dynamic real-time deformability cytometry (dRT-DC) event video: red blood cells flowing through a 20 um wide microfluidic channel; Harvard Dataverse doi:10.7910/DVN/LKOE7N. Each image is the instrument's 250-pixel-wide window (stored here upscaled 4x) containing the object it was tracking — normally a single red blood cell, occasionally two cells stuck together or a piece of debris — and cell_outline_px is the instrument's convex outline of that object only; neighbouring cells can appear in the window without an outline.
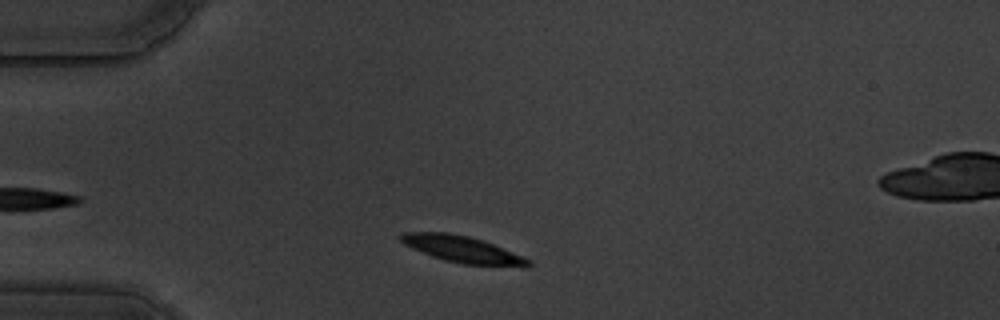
{"species": "common noctule bat (a hibernating species)", "species_latin": "Nyctalus noctula", "temperature_condition": "warm", "stored_images_in_passage": 40, "camera_frame_rate_fps": 3000, "um_per_image_px": 0.085, "animal": {"sex": "male", "body_mass_g": 19.5, "forearm_length_mm": 54.6}, "frame": {"image": 1, "passage_image": 4, "time_ms": 1.0, "image_size_px": [1000, 320], "cell_outline_px": [[532, 264], [528, 268], [464, 264], [444, 260], [432, 256], [412, 248], [404, 244], [400, 240], [400, 236], [404, 232], [448, 232], [468, 236], [492, 244], [532, 260]], "centroid_in_image_um": [39.36, 21.22], "position_along_channel_um": 45.6, "area_um2": 19.77}}
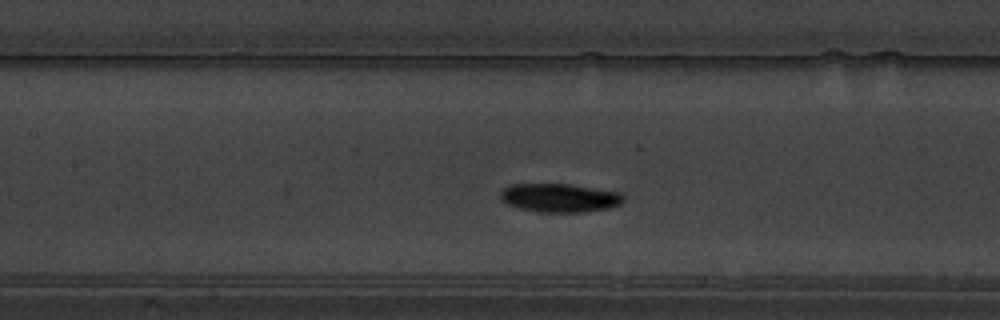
{"frame": {"image": 2, "passage_image": 16, "time_ms": 5.0, "image_size_px": [1000, 320], "cell_outline_px": [[624, 200], [620, 204], [608, 208], [584, 212], [540, 212], [520, 208], [508, 204], [500, 200], [500, 192], [504, 188], [512, 184], [572, 184], [620, 192], [624, 196]], "centroid_in_image_um": [47.57, 16.81], "position_along_channel_um": 159.8, "area_um2": 20.58}}
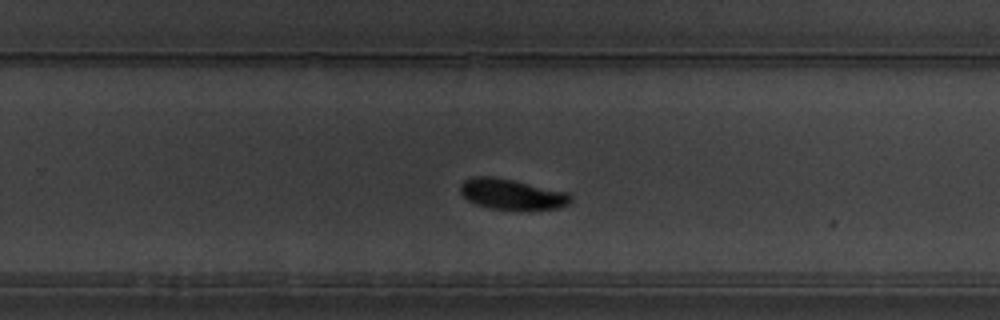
{"frame": {"image": 3, "passage_image": 27, "time_ms": 8.667, "image_size_px": [1000, 320], "cell_outline_px": [[572, 200], [568, 204], [556, 208], [532, 212], [488, 208], [476, 204], [468, 200], [460, 192], [460, 184], [464, 180], [472, 176], [496, 176], [568, 192], [572, 196]], "centroid_in_image_um": [43.53, 16.53], "position_along_channel_um": 286.3, "area_um2": 20.35}, "authors_computed_cell_mechanics": {"area_um2": 20.4901, "velocity_mm_per_s": 3.4668, "shape_relaxation_time_tau1_ms": 2.8085, "shape_relaxation_time_tau2_ms": null, "deformation_change_tau1": 0.1398, "deformation_change_tau2": null}}